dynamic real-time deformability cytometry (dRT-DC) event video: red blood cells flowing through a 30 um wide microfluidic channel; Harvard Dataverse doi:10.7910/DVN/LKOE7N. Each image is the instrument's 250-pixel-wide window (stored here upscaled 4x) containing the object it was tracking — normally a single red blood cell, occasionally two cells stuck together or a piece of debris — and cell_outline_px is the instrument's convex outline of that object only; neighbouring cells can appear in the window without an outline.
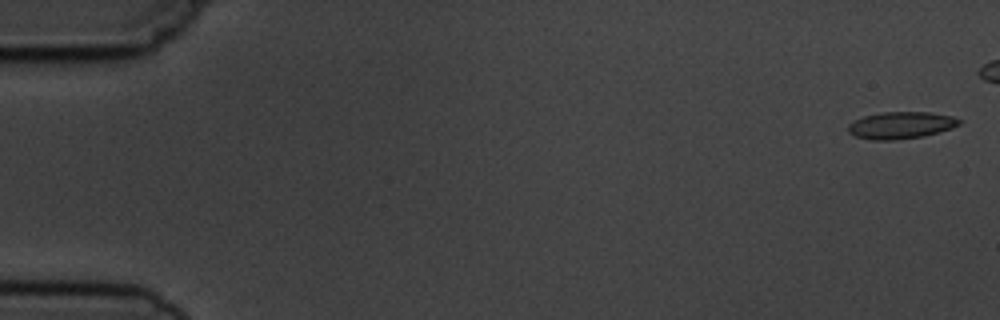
{"species": "common noctule bat (a hibernating species)", "species_latin": "Nyctalus noctula", "temperature_condition": "cold", "stored_images_in_passage": 6, "camera_frame_rate_fps": 3000, "um_per_image_px": 0.085, "animal": {"sex": "male", "body_mass_g": 19.5, "forearm_length_mm": 54.6}, "frame": {"image": 1, "passage_image": 1, "time_ms": 0.0, "image_size_px": [1000, 320], "cell_outline_px": [[960, 124], [952, 128], [924, 136], [896, 140], [872, 140], [856, 136], [848, 132], [848, 124], [864, 116], [880, 112], [928, 112], [952, 116], [960, 120]], "centroid_in_image_um": [76.57, 10.65], "position_along_channel_um": 8.4, "area_um2": 17.4}}
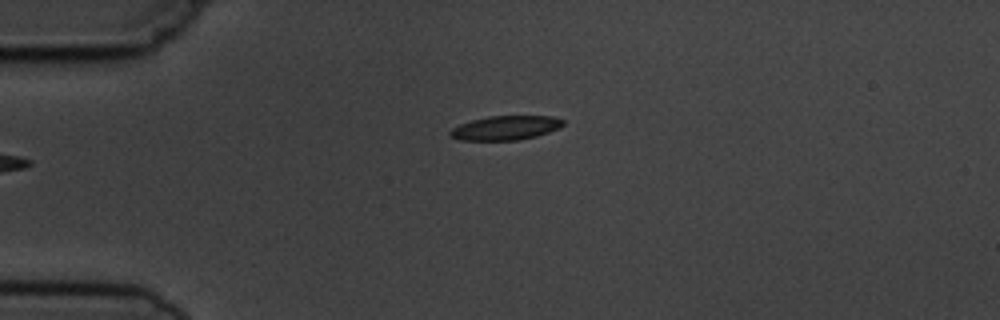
{"frame": {"image": 2, "passage_image": 6, "time_ms": 6.0, "image_size_px": [1000, 320], "cell_outline_px": [[564, 124], [560, 128], [536, 136], [520, 140], [460, 140], [448, 136], [448, 132], [452, 128], [460, 124], [472, 120], [488, 116], [552, 116], [564, 120]], "centroid_in_image_um": [42.96, 10.87], "position_along_channel_um": 42.0, "area_um2": 16.01}}